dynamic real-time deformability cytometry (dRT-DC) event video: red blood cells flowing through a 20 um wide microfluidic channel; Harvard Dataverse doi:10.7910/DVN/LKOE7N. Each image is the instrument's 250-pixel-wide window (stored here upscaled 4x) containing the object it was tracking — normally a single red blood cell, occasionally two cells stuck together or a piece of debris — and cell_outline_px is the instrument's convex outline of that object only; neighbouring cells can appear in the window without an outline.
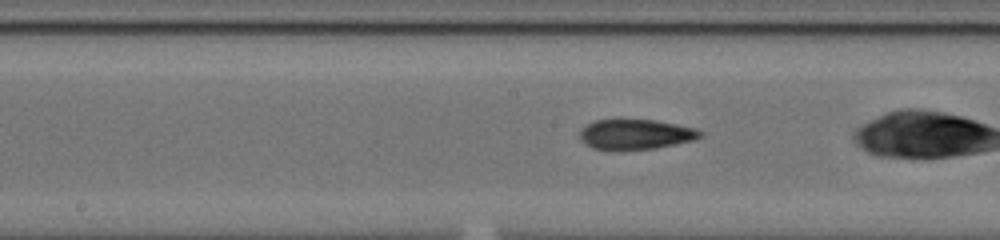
{"species": "common noctule bat (a hibernating species)", "species_latin": "Nyctalus noctula", "temperature_condition": "cold", "stored_images_in_passage": 37, "camera_frame_rate_fps": 3000, "um_per_image_px": 0.085, "animal": {"sex": "male", "body_mass_g": 20.0, "forearm_length_mm": 53.3}, "frame": {"image": 1, "passage_image": 23, "time_ms": 7.333, "image_size_px": [1000, 240], "cell_outline_px": [[704, 136], [696, 140], [652, 148], [616, 152], [612, 152], [592, 148], [584, 144], [580, 140], [580, 128], [584, 124], [596, 120], [620, 116], [656, 120], [696, 128], [704, 132]], "centroid_in_image_um": [53.95, 11.39], "position_along_channel_um": 194.2, "area_um2": 22.66}}
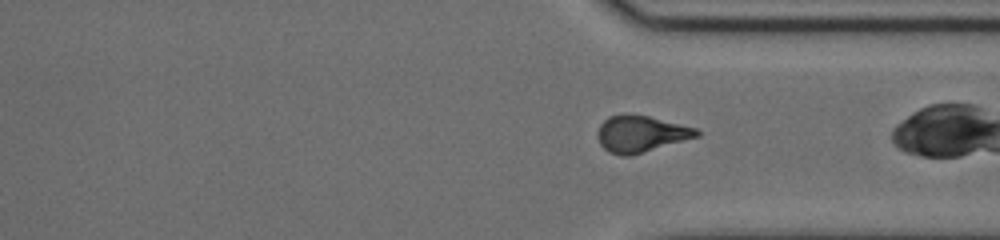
{"frame": {"image": 2, "passage_image": 36, "time_ms": 11.667, "image_size_px": [1000, 240], "cell_outline_px": [[700, 136], [628, 156], [620, 156], [608, 152], [600, 144], [596, 136], [596, 132], [600, 124], [608, 116], [648, 116], [696, 128], [700, 132]], "centroid_in_image_um": [54.45, 11.4], "position_along_channel_um": 357.0, "area_um2": 20.69}}